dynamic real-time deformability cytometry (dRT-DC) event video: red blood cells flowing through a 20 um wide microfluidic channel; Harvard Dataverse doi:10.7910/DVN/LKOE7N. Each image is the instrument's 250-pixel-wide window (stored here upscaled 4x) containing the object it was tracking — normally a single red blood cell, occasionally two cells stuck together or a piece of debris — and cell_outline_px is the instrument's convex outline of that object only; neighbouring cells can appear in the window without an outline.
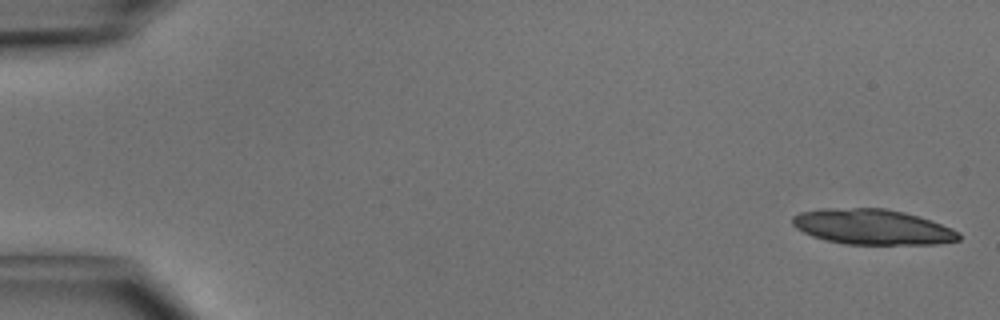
{"species": "common noctule bat (a hibernating species)", "species_latin": "Nyctalus noctula", "temperature_condition": "cold", "stored_images_in_passage": 13, "camera_frame_rate_fps": 3000, "um_per_image_px": 0.085, "animal": {"sex": "male", "body_mass_g": 15.6}, "frame": {"image": 1, "passage_image": 1, "time_ms": 0.0, "image_size_px": [1000, 320], "cell_outline_px": [[960, 240], [936, 244], [844, 244], [812, 236], [796, 228], [792, 224], [792, 216], [800, 212], [820, 208], [884, 208], [904, 212], [920, 216], [932, 220], [952, 228], [960, 232]], "centroid_in_image_um": [74.17, 19.28], "position_along_channel_um": 10.8, "area_um2": 34.45}}